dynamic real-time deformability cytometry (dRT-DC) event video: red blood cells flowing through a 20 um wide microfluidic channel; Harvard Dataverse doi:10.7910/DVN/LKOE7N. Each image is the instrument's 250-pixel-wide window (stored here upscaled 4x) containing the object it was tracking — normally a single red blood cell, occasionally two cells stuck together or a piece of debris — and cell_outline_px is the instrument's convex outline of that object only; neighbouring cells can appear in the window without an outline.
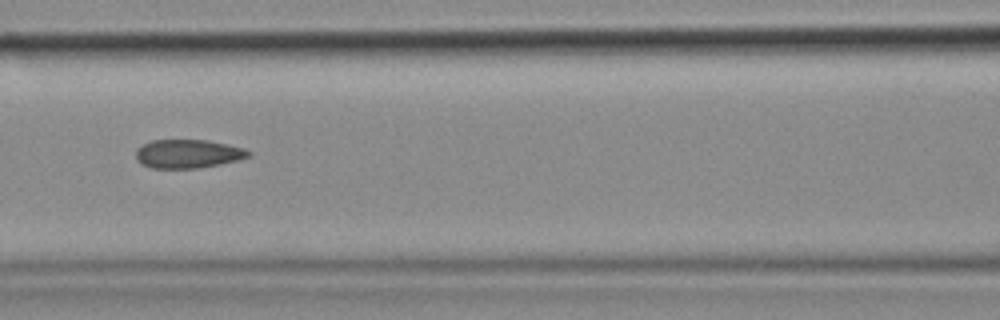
{"species": "common noctule bat (a hibernating species)", "species_latin": "Nyctalus noctula", "temperature_condition": "cold", "stored_images_in_passage": 6, "camera_frame_rate_fps": 3000, "um_per_image_px": 0.085, "animal": {"sex": "female", "body_mass_g": 18.4}, "frame": {"image": 1, "passage_image": 6, "time_ms": 1.667, "image_size_px": [1000, 320], "cell_outline_px": [[252, 156], [220, 164], [196, 168], [152, 168], [140, 164], [136, 160], [136, 148], [152, 140], [208, 140], [228, 144], [244, 148], [252, 152]], "centroid_in_image_um": [15.97, 13.07], "position_along_channel_um": 150.6, "area_um2": 18.9}}